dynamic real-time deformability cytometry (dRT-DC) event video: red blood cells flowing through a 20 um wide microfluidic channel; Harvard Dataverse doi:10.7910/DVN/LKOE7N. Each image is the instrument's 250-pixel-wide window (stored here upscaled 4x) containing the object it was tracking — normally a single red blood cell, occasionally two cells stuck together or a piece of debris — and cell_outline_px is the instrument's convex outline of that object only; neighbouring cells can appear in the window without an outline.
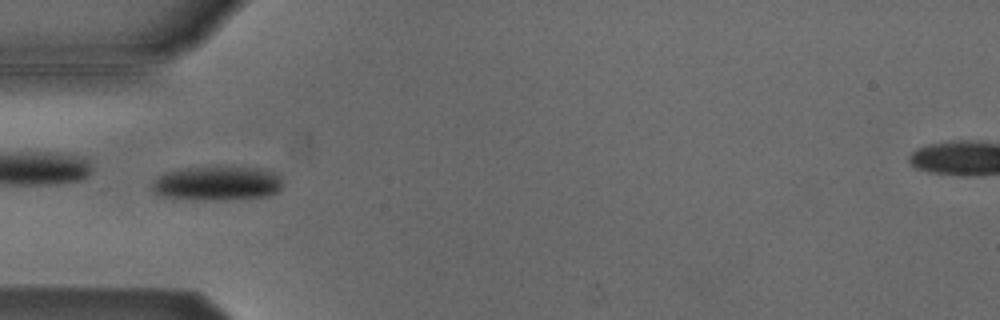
{"species": "Egyptian fruit bat (a non-hibernating species)", "species_latin": "Rousettus aegyptiacus", "temperature_condition": "cold", "stored_images_in_passage": 53, "camera_frame_rate_fps": 3000, "um_per_image_px": 0.085, "animal": {"sex": "male"}, "frame": {"image": 1, "passage_image": 16, "time_ms": 5.0, "image_size_px": [1000, 320], "cell_outline_px": [[280, 188], [276, 192], [268, 196], [228, 200], [192, 200], [160, 196], [152, 188], [152, 184], [160, 176], [168, 172], [188, 168], [260, 168], [272, 172], [280, 176]], "centroid_in_image_um": [18.46, 15.62], "position_along_channel_um": 66.5, "area_um2": 25.61}}
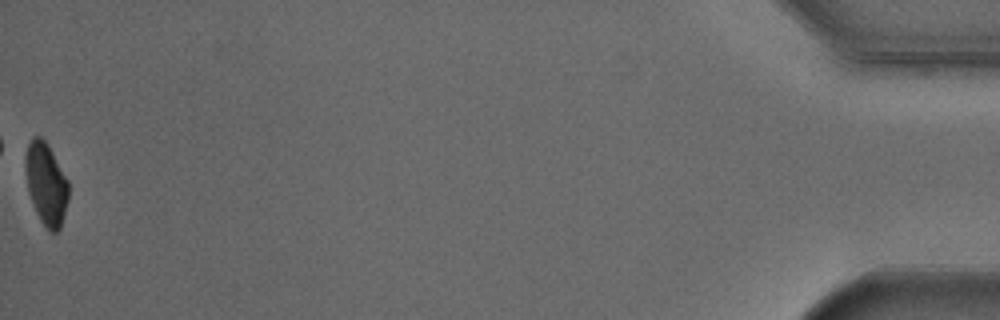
{"frame": {"image": 2, "passage_image": 53, "time_ms": 17.333, "image_size_px": [1000, 320], "cell_outline_px": [[68, 200], [60, 228], [56, 232], [52, 232], [40, 220], [36, 212], [28, 192], [24, 168], [24, 160], [28, 144], [32, 136], [40, 136], [48, 144], [68, 180]], "centroid_in_image_um": [3.9, 15.58], "position_along_channel_um": 431.3, "area_um2": 20.63}, "authors_computed_cell_mechanics": {"area_um2": 23.6402, "velocity_mm_per_s": 3.8053, "shape_relaxation_time_tau1_ms": 2.8212, "shape_relaxation_time_tau2_ms": null, "deformation_change_tau1": 0.0932, "deformation_change_tau2": null}}